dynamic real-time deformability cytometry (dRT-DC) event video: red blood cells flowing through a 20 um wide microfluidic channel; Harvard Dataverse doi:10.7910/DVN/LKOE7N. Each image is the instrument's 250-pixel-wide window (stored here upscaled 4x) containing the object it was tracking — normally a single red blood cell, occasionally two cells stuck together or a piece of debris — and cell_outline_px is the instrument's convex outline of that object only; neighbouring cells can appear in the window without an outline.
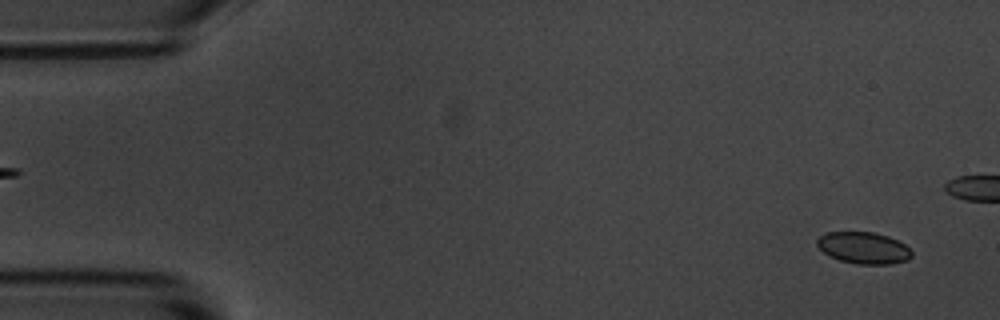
{"species": "common noctule bat (a hibernating species)", "species_latin": "Nyctalus noctula", "temperature_condition": "room temperature", "stored_images_in_passage": 5, "segment_of_instrument_passage": [2, 2], "camera_frame_rate_fps": 3000, "um_per_image_px": 0.085, "animal": {"sex": "male", "body_mass_g": 20.1, "forearm_length_mm": 53.5}, "frame": {"image": 1, "passage_image": 5, "time_ms": 4.667, "image_size_px": [1000, 320], "cell_outline_px": [[912, 256], [908, 260], [892, 264], [856, 264], [840, 260], [828, 256], [816, 244], [816, 240], [820, 236], [828, 232], [872, 232], [888, 236], [904, 244], [912, 252]], "centroid_in_image_um": [73.4, 21.08], "position_along_channel_um": 11.6, "area_um2": 17.46}}